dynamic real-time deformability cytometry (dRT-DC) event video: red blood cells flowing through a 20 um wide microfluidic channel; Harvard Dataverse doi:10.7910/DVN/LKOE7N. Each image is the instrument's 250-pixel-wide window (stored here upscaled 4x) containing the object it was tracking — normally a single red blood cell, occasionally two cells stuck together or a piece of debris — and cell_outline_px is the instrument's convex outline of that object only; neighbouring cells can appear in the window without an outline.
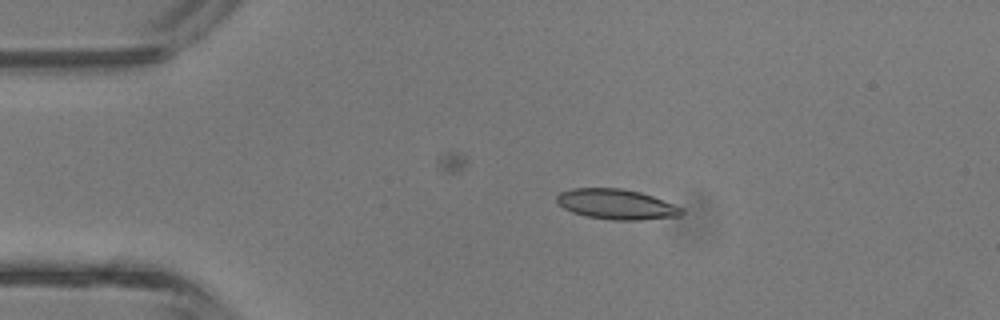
{"species": "common noctule bat (a hibernating species)", "species_latin": "Nyctalus noctula", "temperature_condition": "room temperature", "stored_images_in_passage": 2, "camera_frame_rate_fps": 3000, "um_per_image_px": 0.085, "animal": {"sex": "male", "body_mass_g": 13.3}, "frame": {"image": 1, "passage_image": 1, "time_ms": 0.0, "image_size_px": [1000, 320], "cell_outline_px": [[684, 212], [680, 216], [636, 220], [612, 220], [588, 216], [572, 212], [564, 208], [556, 200], [556, 196], [560, 192], [572, 188], [620, 188], [640, 192], [652, 196], [684, 208]], "centroid_in_image_um": [52.4, 17.36], "position_along_channel_um": 32.6, "area_um2": 21.85}}